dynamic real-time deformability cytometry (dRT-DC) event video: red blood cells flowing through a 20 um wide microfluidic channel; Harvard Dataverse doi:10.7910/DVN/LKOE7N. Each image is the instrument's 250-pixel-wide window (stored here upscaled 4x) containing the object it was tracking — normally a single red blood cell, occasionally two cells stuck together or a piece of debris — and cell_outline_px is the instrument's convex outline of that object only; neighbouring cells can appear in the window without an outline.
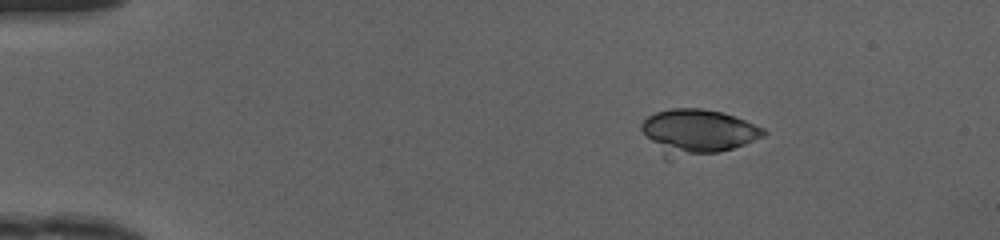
{"species": "human", "species_latin": "Homo sapiens", "temperature_condition": "cold", "stored_images_in_passage": 42, "camera_frame_rate_fps": 3000, "um_per_image_px": 0.085, "donor": {"sex": "female"}, "frame": {"image": 1, "passage_image": 1, "time_ms": 0.0, "image_size_px": [1000, 240], "cell_outline_px": [[768, 132], [764, 136], [744, 144], [720, 152], [668, 160], [664, 160], [640, 128], [640, 124], [648, 116], [656, 112], [672, 108], [700, 108], [724, 112], [764, 128]], "centroid_in_image_um": [59.25, 11.23], "position_along_channel_um": 25.7, "area_um2": 32.37}}
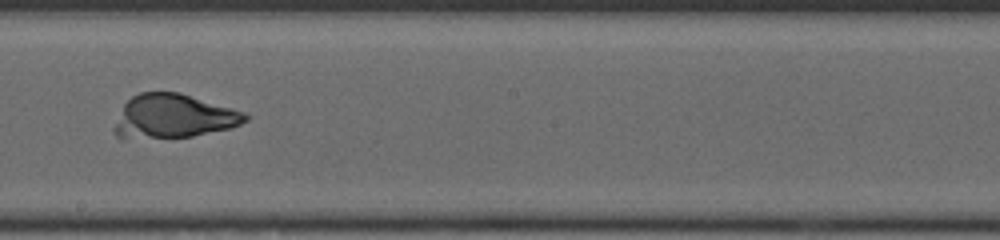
{"frame": {"image": 2, "passage_image": 22, "time_ms": 7.0, "image_size_px": [1000, 240], "cell_outline_px": [[252, 116], [248, 120], [232, 128], [192, 136], [120, 140], [116, 136], [112, 128], [124, 104], [132, 96], [140, 92], [180, 92], [232, 108], [244, 112]], "centroid_in_image_um": [14.72, 9.91], "position_along_channel_um": 233.5, "area_um2": 33.93}}
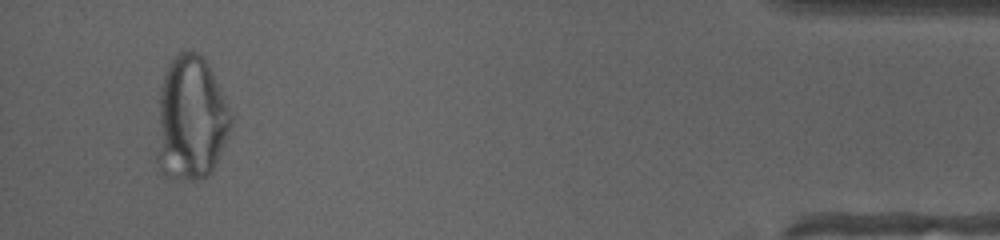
{"frame": {"image": 3, "passage_image": 40, "time_ms": 13.0, "image_size_px": [1000, 240], "cell_outline_px": [[232, 124], [224, 144], [212, 172], [208, 176], [196, 180], [172, 180], [164, 176], [156, 160], [156, 152], [160, 88], [168, 64], [180, 52], [192, 48], [204, 56], [208, 64], [232, 116]], "centroid_in_image_um": [16.2, 10.11], "position_along_channel_um": 419.0, "area_um2": 54.04}}